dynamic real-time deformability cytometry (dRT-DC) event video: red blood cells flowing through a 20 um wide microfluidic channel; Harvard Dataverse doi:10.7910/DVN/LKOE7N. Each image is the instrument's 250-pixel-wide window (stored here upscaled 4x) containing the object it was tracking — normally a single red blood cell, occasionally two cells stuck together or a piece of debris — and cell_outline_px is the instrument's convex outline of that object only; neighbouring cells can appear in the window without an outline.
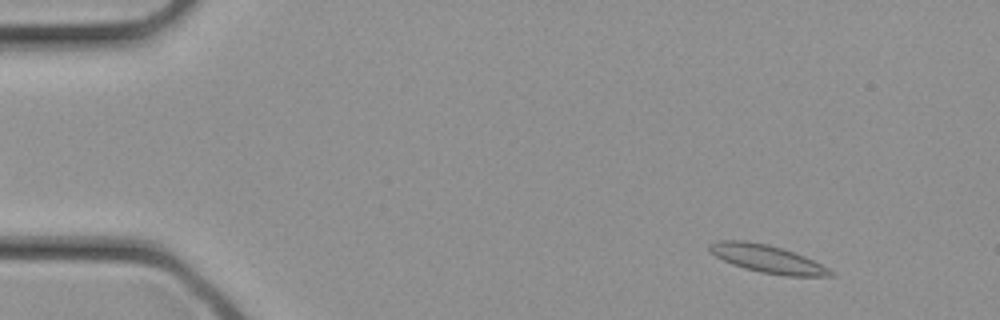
{"species": "common noctule bat (a hibernating species)", "species_latin": "Nyctalus noctula", "temperature_condition": "cold", "stored_images_in_passage": 32, "camera_frame_rate_fps": 3000, "um_per_image_px": 0.085, "animal": {"sex": "female", "body_mass_g": 21.9}, "frame": {"image": 1, "passage_image": 3, "time_ms": 0.667, "image_size_px": [1000, 320], "cell_outline_px": [[832, 276], [784, 276], [760, 272], [744, 268], [732, 264], [716, 256], [708, 248], [708, 244], [720, 240], [744, 240], [768, 244], [804, 256], [828, 268], [832, 272]], "centroid_in_image_um": [65.18, 22.0], "position_along_channel_um": 19.8, "area_um2": 19.31}}
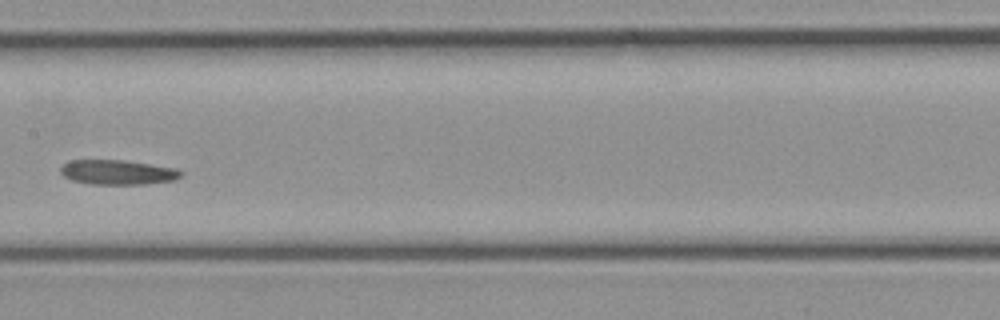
{"frame": {"image": 2, "passage_image": 16, "time_ms": 5.0, "image_size_px": [1000, 320], "cell_outline_px": [[184, 172], [176, 180], [144, 184], [92, 184], [72, 180], [64, 176], [60, 172], [60, 168], [68, 160], [124, 160], [176, 168]], "centroid_in_image_um": [10.01, 14.64], "position_along_channel_um": 197.4, "area_um2": 17.34}}
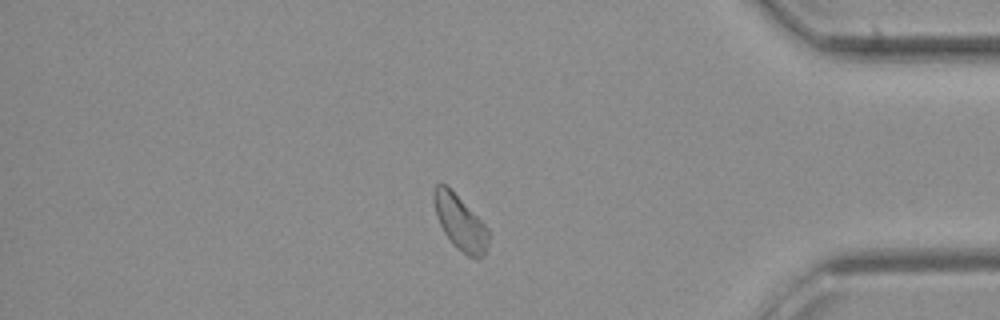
{"frame": {"image": 3, "passage_image": 27, "time_ms": 8.667, "image_size_px": [1000, 320], "cell_outline_px": [[488, 244], [484, 256], [468, 256], [456, 248], [452, 244], [444, 232], [436, 216], [432, 200], [432, 192], [436, 184], [448, 184], [488, 228]], "centroid_in_image_um": [39.07, 18.86], "position_along_channel_um": 396.1, "area_um2": 17.57}}